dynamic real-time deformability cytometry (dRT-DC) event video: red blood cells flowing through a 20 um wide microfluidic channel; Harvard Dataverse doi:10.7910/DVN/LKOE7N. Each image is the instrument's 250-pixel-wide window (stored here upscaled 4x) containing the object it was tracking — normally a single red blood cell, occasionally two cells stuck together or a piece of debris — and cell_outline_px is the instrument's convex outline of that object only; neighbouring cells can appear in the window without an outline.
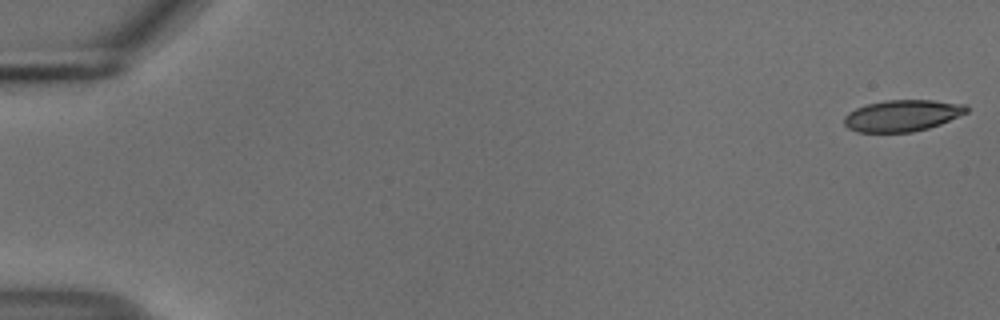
{"species": "common noctule bat (a hibernating species)", "species_latin": "Nyctalus noctula", "temperature_condition": "cold", "stored_images_in_passage": 54, "camera_frame_rate_fps": 3000, "um_per_image_px": 0.085, "animal": {"sex": "male", "body_mass_g": 18.8}, "frame": {"image": 1, "passage_image": 1, "time_ms": 0.0, "image_size_px": [1000, 320], "cell_outline_px": [[968, 112], [940, 124], [928, 128], [912, 132], [856, 132], [848, 128], [844, 124], [844, 116], [848, 112], [856, 108], [868, 104], [884, 100], [932, 100], [964, 104], [968, 108]], "centroid_in_image_um": [76.67, 9.82], "position_along_channel_um": 8.3, "area_um2": 22.43}}
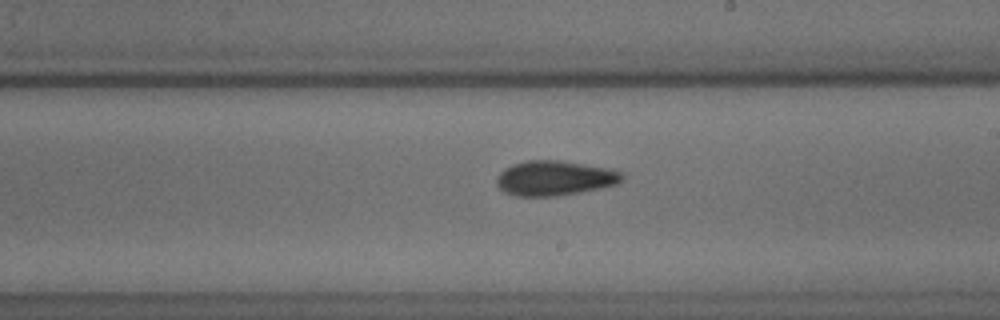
{"frame": {"image": 2, "passage_image": 32, "time_ms": 10.333, "image_size_px": [1000, 320], "cell_outline_px": [[624, 180], [620, 184], [580, 192], [556, 196], [516, 196], [504, 192], [496, 184], [496, 180], [500, 172], [504, 168], [512, 164], [528, 160], [560, 160], [608, 168], [624, 172]], "centroid_in_image_um": [47.18, 15.14], "position_along_channel_um": 241.8, "area_um2": 25.72}}
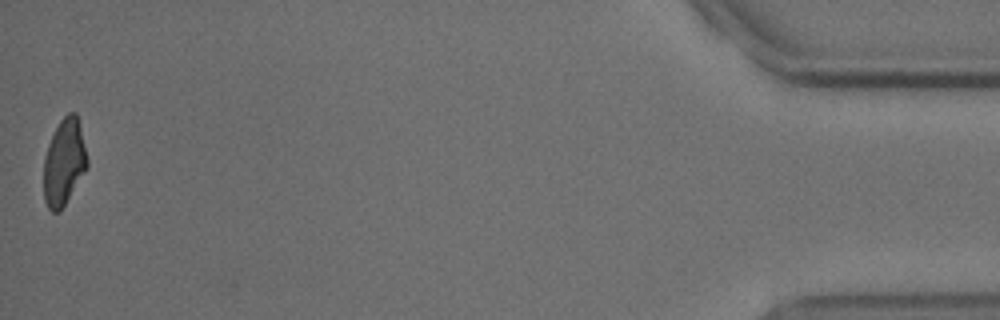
{"frame": {"image": 3, "passage_image": 54, "time_ms": 17.667, "image_size_px": [1000, 320], "cell_outline_px": [[88, 164], [84, 172], [60, 212], [52, 212], [48, 208], [44, 200], [44, 156], [48, 144], [60, 120], [68, 112], [76, 112], [88, 160]], "centroid_in_image_um": [5.43, 13.8], "position_along_channel_um": 429.8, "area_um2": 21.62}, "authors_computed_cell_mechanics": {"area_um2": 23.7269, "velocity_mm_per_s": 3.7451, "shape_relaxation_time_tau1_ms": null, "shape_relaxation_time_tau2_ms": 3.8217, "deformation_change_tau1": null, "deformation_change_tau2": 0.1151}}